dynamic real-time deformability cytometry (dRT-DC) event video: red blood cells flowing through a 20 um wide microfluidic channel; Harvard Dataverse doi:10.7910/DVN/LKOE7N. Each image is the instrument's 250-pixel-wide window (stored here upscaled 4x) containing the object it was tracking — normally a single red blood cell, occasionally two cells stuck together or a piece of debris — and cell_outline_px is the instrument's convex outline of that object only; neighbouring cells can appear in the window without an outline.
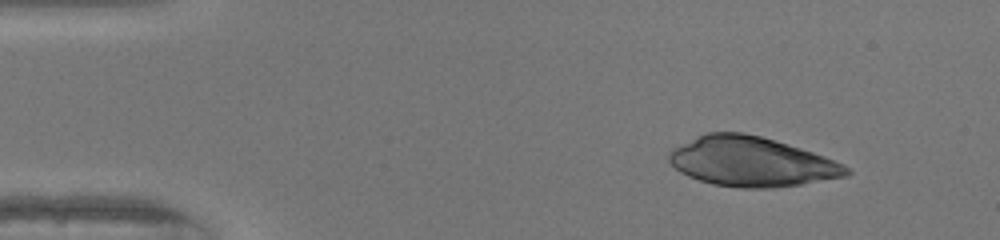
{"species": "human", "species_latin": "Homo sapiens", "temperature_condition": "warm", "stored_images_in_passage": 8, "segment_of_instrument_passage": [1, 2], "camera_frame_rate_fps": 3000, "um_per_image_px": 0.085, "donor": {"sex": "female"}, "frame": {"image": 1, "passage_image": 1, "time_ms": 0.0, "image_size_px": [1000, 240], "cell_outline_px": [[852, 172], [848, 176], [800, 184], [772, 188], [740, 188], [712, 184], [688, 176], [680, 172], [668, 160], [668, 152], [672, 148], [696, 136], [708, 132], [744, 132], [760, 136], [800, 148], [824, 156], [844, 164]], "centroid_in_image_um": [63.85, 13.74], "position_along_channel_um": 21.2, "area_um2": 51.21}}